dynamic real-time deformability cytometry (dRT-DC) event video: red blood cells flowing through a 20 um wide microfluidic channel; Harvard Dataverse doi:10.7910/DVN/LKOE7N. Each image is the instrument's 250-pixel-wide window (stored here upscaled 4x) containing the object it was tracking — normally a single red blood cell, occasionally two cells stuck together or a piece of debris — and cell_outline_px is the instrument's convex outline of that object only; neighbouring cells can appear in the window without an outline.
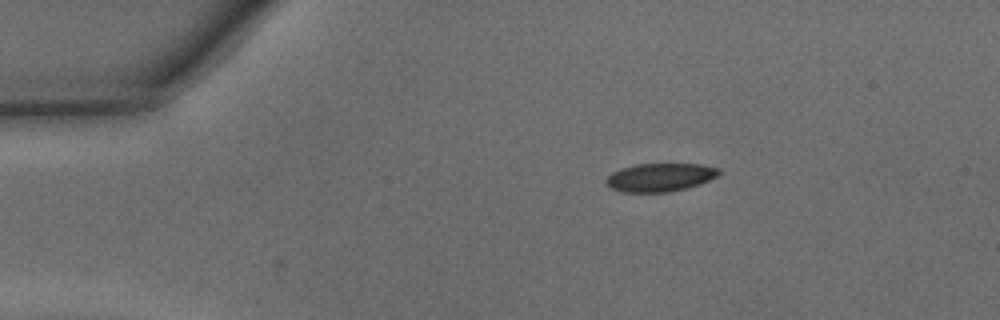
{"species": "common noctule bat (a hibernating species)", "species_latin": "Nyctalus noctula", "temperature_condition": "warm", "stored_images_in_passage": 39, "camera_frame_rate_fps": 3000, "um_per_image_px": 0.085, "animal": {"sex": "male", "body_mass_g": 15.6}, "frame": {"image": 1, "passage_image": 1, "time_ms": 0.0, "image_size_px": [1000, 320], "cell_outline_px": [[724, 172], [720, 176], [700, 184], [688, 188], [668, 192], [620, 192], [608, 188], [604, 184], [604, 180], [612, 172], [636, 164], [700, 164], [720, 168]], "centroid_in_image_um": [56.13, 15.08], "position_along_channel_um": 28.9, "area_um2": 19.02}}
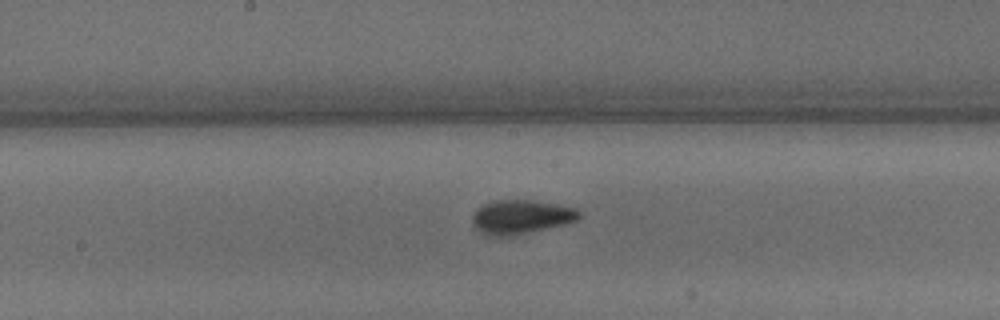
{"frame": {"image": 2, "passage_image": 17, "time_ms": 5.333, "image_size_px": [1000, 320], "cell_outline_px": [[580, 216], [576, 220], [564, 224], [528, 232], [504, 236], [488, 236], [480, 232], [472, 224], [472, 216], [484, 204], [496, 200], [532, 200], [556, 204], [576, 208], [580, 212]], "centroid_in_image_um": [44.27, 18.43], "position_along_channel_um": 203.9, "area_um2": 20.81}}
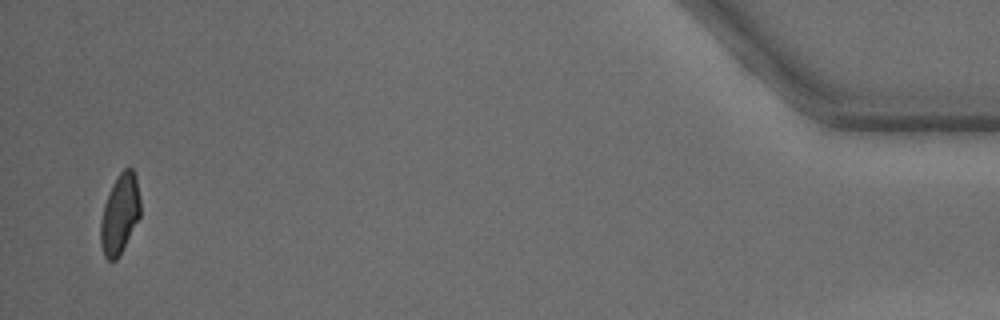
{"frame": {"image": 3, "passage_image": 38, "time_ms": 12.333, "image_size_px": [1000, 320], "cell_outline_px": [[140, 216], [116, 260], [108, 260], [104, 256], [100, 244], [100, 220], [104, 204], [108, 192], [116, 176], [124, 168], [132, 168], [136, 176], [140, 200]], "centroid_in_image_um": [10.16, 18.16], "position_along_channel_um": 425.0, "area_um2": 18.44}, "authors_computed_cell_mechanics": {"area_um2": 19.5942, "velocity_mm_per_s": 4.3475, "shape_relaxation_time_tau1_ms": 3.3322, "shape_relaxation_time_tau2_ms": 0.9051, "deformation_change_tau1": 0.1279, "deformation_change_tau2": 0.0442}}